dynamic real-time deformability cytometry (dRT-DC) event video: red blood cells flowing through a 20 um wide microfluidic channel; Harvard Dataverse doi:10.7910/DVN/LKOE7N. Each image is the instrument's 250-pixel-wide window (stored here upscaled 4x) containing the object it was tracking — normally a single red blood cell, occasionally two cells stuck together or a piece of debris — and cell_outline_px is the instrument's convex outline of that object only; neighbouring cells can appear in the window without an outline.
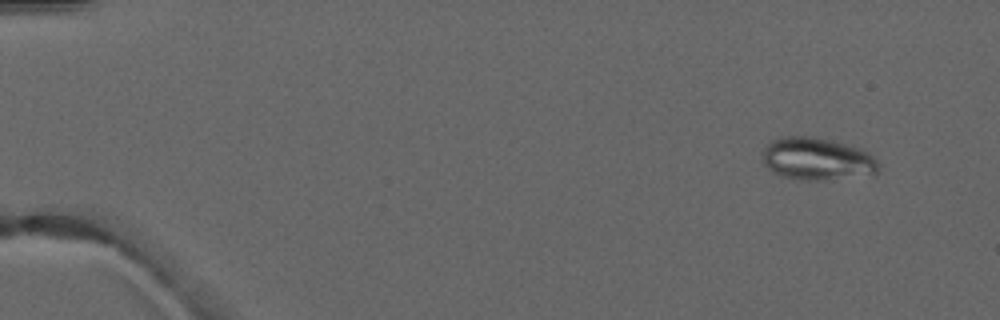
{"species": "common noctule bat (a hibernating species)", "species_latin": "Nyctalus noctula", "temperature_condition": "warm", "stored_images_in_passage": 4, "camera_frame_rate_fps": 3000, "um_per_image_px": 0.085, "animal": {"sex": "male", "forearm_length_mm": 52.5}, "frame": {"image": 1, "passage_image": 1, "time_ms": 0.0, "image_size_px": [1000, 320], "cell_outline_px": [[876, 176], [824, 180], [800, 180], [784, 176], [768, 168], [764, 164], [764, 148], [772, 140], [784, 136], [812, 136], [832, 140], [864, 148], [876, 160]], "centroid_in_image_um": [69.51, 13.51], "position_along_channel_um": 15.5, "area_um2": 28.96}}